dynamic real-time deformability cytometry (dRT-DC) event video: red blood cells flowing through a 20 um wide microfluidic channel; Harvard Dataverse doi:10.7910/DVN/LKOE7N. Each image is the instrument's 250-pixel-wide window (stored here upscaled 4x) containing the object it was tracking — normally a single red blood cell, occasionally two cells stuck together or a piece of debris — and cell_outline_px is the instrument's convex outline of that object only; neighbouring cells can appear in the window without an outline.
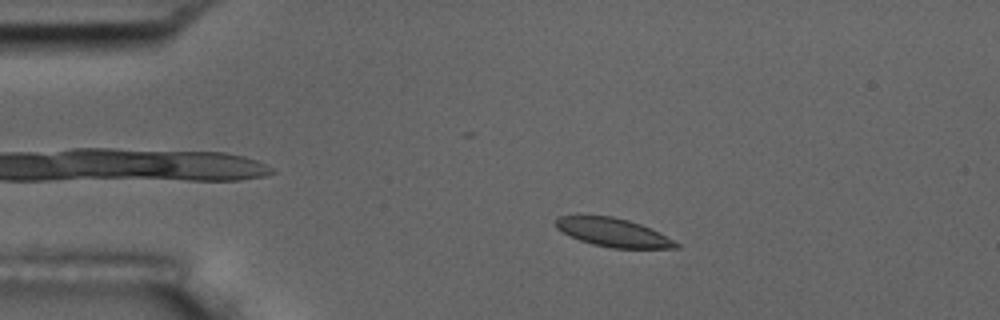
{"species": "common noctule bat (a hibernating species)", "species_latin": "Nyctalus noctula", "temperature_condition": "room temperature", "stored_images_in_passage": 55, "camera_frame_rate_fps": 3000, "um_per_image_px": 0.085, "animal": {"sex": "male", "body_mass_g": 17.5, "forearm_length_mm": 52.3}, "frame": {"image": 1, "passage_image": 10, "time_ms": 3.0, "image_size_px": [1000, 320], "cell_outline_px": [[680, 248], [612, 248], [592, 244], [580, 240], [556, 228], [556, 220], [560, 216], [612, 216], [628, 220], [652, 228], [660, 232], [680, 244]], "centroid_in_image_um": [52.18, 19.77], "position_along_channel_um": 32.8, "area_um2": 19.77}}
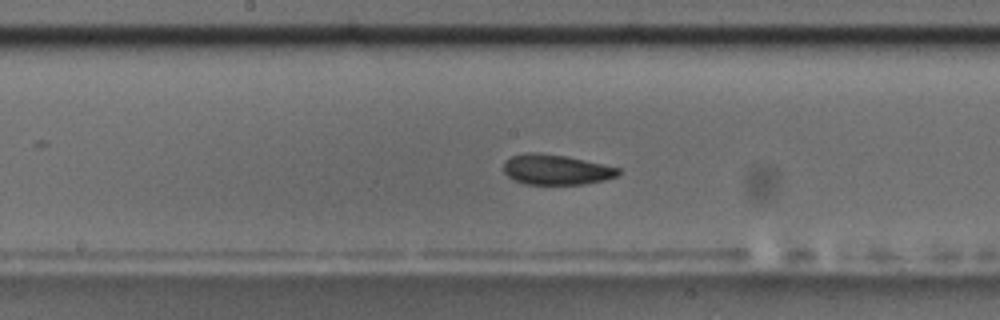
{"frame": {"image": 2, "passage_image": 28, "time_ms": 9.0, "image_size_px": [1000, 320], "cell_outline_px": [[620, 172], [616, 176], [604, 180], [584, 184], [524, 184], [508, 176], [504, 172], [504, 160], [512, 156], [524, 152], [540, 152], [568, 156], [620, 168]], "centroid_in_image_um": [47.25, 14.4], "position_along_channel_um": 201.0, "area_um2": 20.29}}
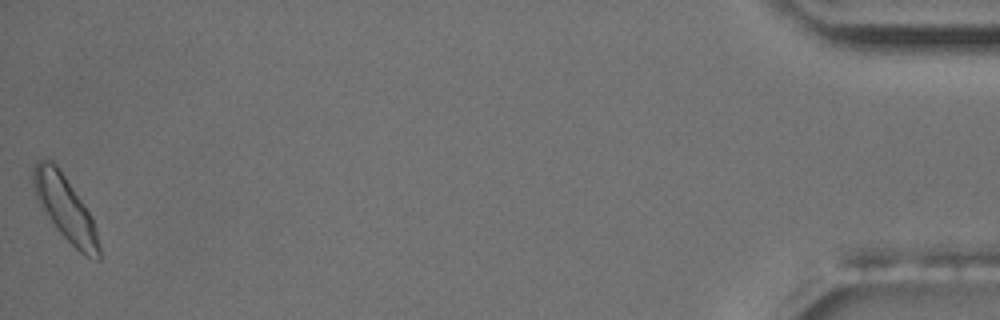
{"frame": {"image": 3, "passage_image": 55, "time_ms": 18.0, "image_size_px": [1000, 320], "cell_outline_px": [[100, 260], [96, 260], [80, 252], [56, 228], [36, 200], [32, 184], [32, 168], [40, 160], [52, 160], [56, 164], [92, 216], [96, 228], [100, 248]], "centroid_in_image_um": [5.53, 17.69], "position_along_channel_um": 429.7, "area_um2": 24.45}, "authors_computed_cell_mechanics": {"area_um2": 20.4034, "velocity_mm_per_s": 3.581, "shape_relaxation_time_tau1_ms": 6.8853, "shape_relaxation_time_tau2_ms": 3.461, "deformation_change_tau1": 0.1321, "deformation_change_tau2": 0.0666}}